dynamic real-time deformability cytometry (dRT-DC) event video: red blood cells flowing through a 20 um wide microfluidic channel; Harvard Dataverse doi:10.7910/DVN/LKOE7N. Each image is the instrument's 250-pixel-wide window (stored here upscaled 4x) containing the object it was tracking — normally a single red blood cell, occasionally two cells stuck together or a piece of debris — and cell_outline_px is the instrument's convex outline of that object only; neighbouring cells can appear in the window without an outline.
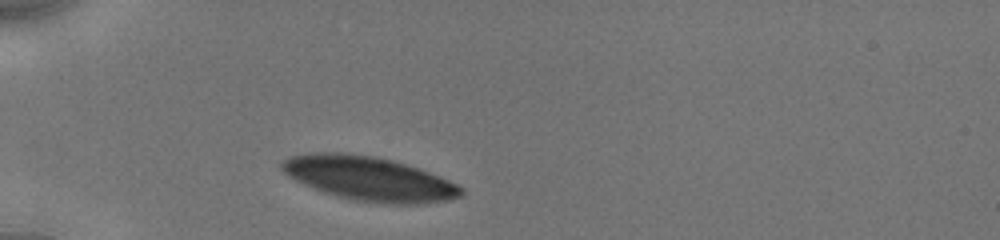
{"species": "human", "species_latin": "Homo sapiens", "temperature_condition": "cold", "stored_images_in_passage": 9, "camera_frame_rate_fps": 3000, "um_per_image_px": 0.085, "donor": {"sex": "male"}, "frame": {"image": 1, "passage_image": 1, "time_ms": 0.0, "image_size_px": [1000, 240], "cell_outline_px": [[464, 192], [460, 196], [448, 200], [416, 204], [380, 204], [348, 200], [324, 192], [304, 184], [288, 176], [280, 168], [280, 164], [284, 160], [292, 156], [308, 152], [340, 152], [376, 156], [392, 160], [440, 176], [464, 188]], "centroid_in_image_um": [31.35, 15.19], "position_along_channel_um": 53.7, "area_um2": 46.24}}
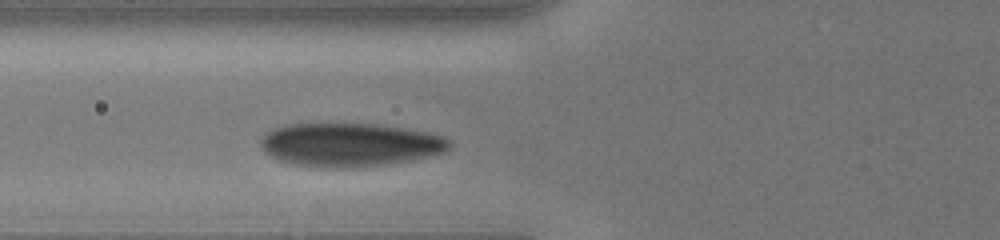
{"frame": {"image": 2, "passage_image": 7, "time_ms": 1.667, "image_size_px": [1000, 240], "cell_outline_px": [[452, 144], [444, 152], [408, 160], [384, 164], [352, 168], [336, 168], [296, 164], [280, 160], [264, 152], [260, 144], [260, 136], [264, 132], [272, 128], [288, 124], [372, 124], [400, 128], [424, 132], [444, 136]], "centroid_in_image_um": [29.66, 12.29], "position_along_channel_um": 96.1, "area_um2": 47.34}}